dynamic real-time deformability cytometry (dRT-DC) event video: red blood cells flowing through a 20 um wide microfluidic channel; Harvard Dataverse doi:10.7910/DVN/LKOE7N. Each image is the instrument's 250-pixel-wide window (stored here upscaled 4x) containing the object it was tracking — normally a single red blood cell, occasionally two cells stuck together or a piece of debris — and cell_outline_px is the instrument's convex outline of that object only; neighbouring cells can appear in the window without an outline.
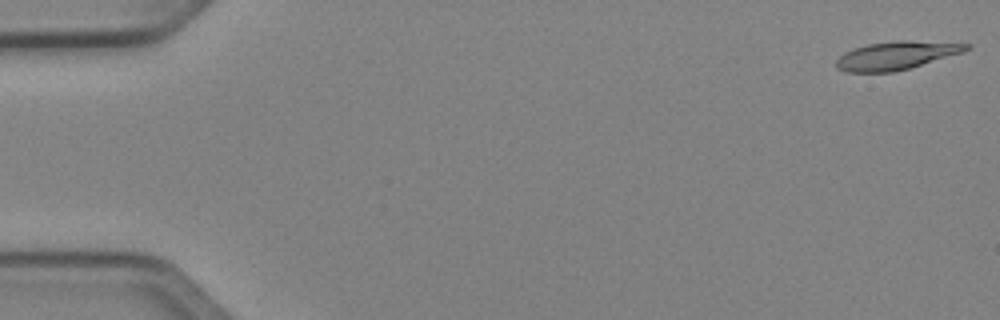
{"species": "Egyptian fruit bat (a non-hibernating species)", "species_latin": "Rousettus aegyptiacus", "temperature_condition": "cold", "stored_images_in_passage": 16, "camera_frame_rate_fps": 3000, "um_per_image_px": 0.085, "animal": {"sex": "female"}, "frame": {"image": 1, "passage_image": 1, "time_ms": 0.0, "image_size_px": [1000, 320], "cell_outline_px": [[972, 48], [964, 52], [896, 72], [848, 72], [836, 68], [836, 60], [844, 52], [852, 48], [868, 44], [896, 40], [908, 40], [972, 44]], "centroid_in_image_um": [76.2, 4.71], "position_along_channel_um": 8.8, "area_um2": 21.56}}
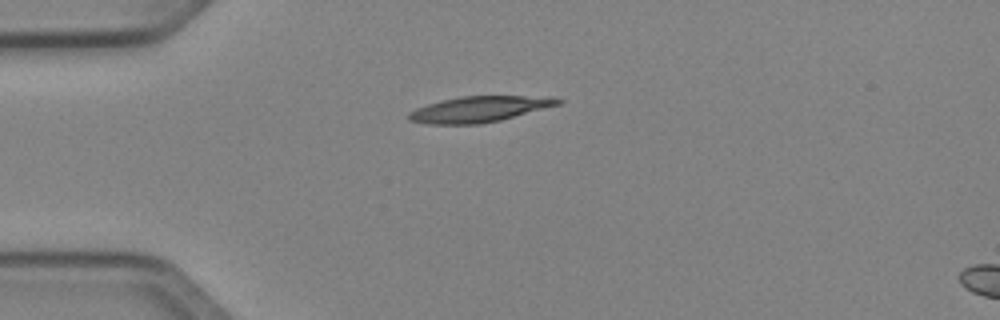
{"frame": {"image": 2, "passage_image": 13, "time_ms": 4.0, "image_size_px": [1000, 320], "cell_outline_px": [[564, 100], [560, 104], [500, 120], [480, 124], [428, 124], [408, 120], [408, 112], [416, 108], [440, 100], [460, 96], [548, 96]], "centroid_in_image_um": [40.72, 9.27], "position_along_channel_um": 44.3, "area_um2": 22.43}}